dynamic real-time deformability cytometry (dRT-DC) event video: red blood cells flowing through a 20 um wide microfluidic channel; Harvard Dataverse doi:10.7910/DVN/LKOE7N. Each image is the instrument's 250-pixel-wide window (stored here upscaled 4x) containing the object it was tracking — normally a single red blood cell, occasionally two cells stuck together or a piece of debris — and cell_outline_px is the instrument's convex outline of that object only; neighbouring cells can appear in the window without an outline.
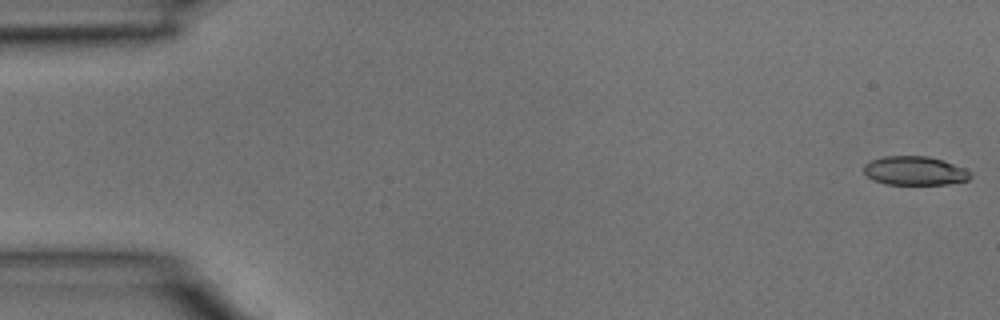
{"species": "common noctule bat (a hibernating species)", "species_latin": "Nyctalus noctula", "temperature_condition": "room temperature", "stored_images_in_passage": 4, "camera_frame_rate_fps": 3000, "um_per_image_px": 0.085, "animal": {"sex": "male", "body_mass_g": 15.6}, "frame": {"image": 1, "passage_image": 1, "time_ms": 0.0, "image_size_px": [1000, 320], "cell_outline_px": [[972, 176], [968, 180], [948, 184], [884, 184], [872, 180], [864, 172], [864, 164], [872, 160], [884, 156], [928, 156], [944, 160], [964, 168], [972, 172]], "centroid_in_image_um": [77.77, 14.51], "position_along_channel_um": 7.2, "area_um2": 18.03}}
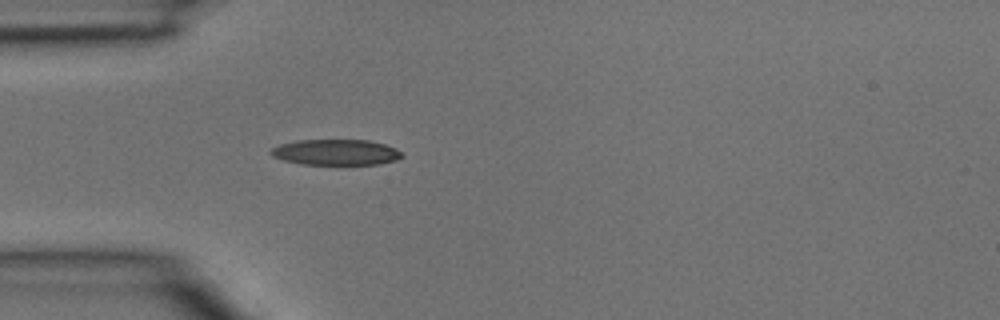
{"frame": {"image": 2, "passage_image": 4, "time_ms": 1.0, "image_size_px": [1000, 320], "cell_outline_px": [[404, 156], [396, 160], [380, 164], [300, 164], [284, 160], [272, 156], [268, 152], [272, 148], [280, 144], [296, 140], [368, 140], [384, 144], [396, 148]], "centroid_in_image_um": [28.53, 12.94], "position_along_channel_um": 56.5, "area_um2": 19.65}}